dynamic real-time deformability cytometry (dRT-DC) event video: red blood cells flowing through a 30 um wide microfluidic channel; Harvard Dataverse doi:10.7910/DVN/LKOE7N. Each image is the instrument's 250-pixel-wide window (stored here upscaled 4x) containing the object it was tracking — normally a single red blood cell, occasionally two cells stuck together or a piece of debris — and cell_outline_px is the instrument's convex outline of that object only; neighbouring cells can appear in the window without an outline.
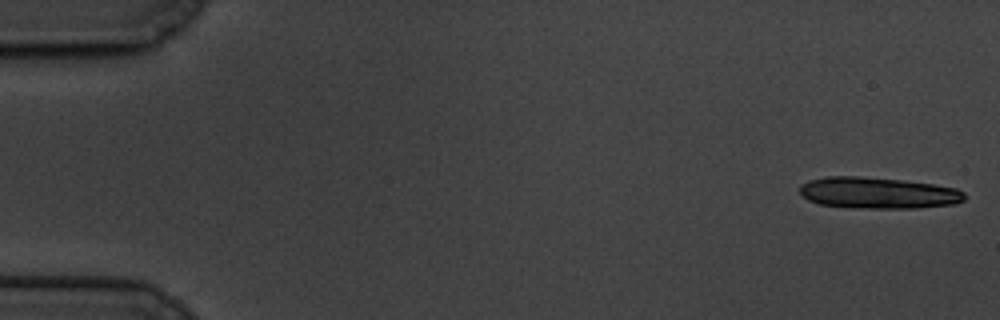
{"species": "common noctule bat (a hibernating species)", "species_latin": "Nyctalus noctula", "temperature_condition": "cold", "stored_images_in_passage": 16, "camera_frame_rate_fps": 3000, "um_per_image_px": 0.085, "animal": {"sex": "male", "body_mass_g": 19.5, "forearm_length_mm": 54.6}, "frame": {"image": 1, "passage_image": 1, "time_ms": 0.0, "image_size_px": [1000, 320], "cell_outline_px": [[964, 200], [956, 204], [916, 208], [868, 208], [820, 204], [808, 200], [800, 192], [800, 184], [808, 180], [824, 176], [860, 176], [900, 180], [932, 184], [956, 188], [964, 192]], "centroid_in_image_um": [74.63, 16.39], "position_along_channel_um": 10.4, "area_um2": 30.0}}